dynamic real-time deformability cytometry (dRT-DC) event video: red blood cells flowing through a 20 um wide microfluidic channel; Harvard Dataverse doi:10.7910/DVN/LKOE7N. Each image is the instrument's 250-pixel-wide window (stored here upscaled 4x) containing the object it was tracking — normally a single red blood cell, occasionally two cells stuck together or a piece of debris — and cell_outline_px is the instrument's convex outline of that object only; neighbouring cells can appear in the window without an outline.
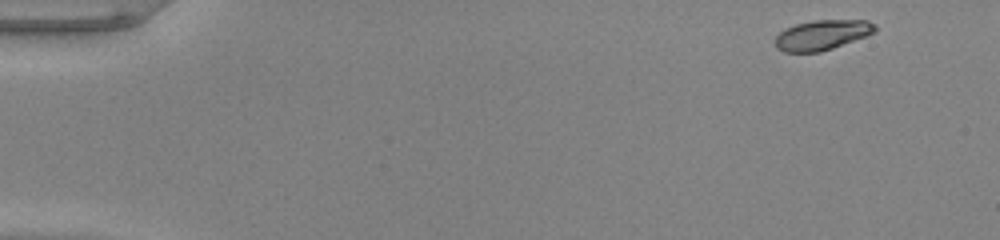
{"species": "common noctule bat (a hibernating species)", "species_latin": "Nyctalus noctula", "temperature_condition": "warm", "stored_images_in_passage": 50, "camera_frame_rate_fps": 3000, "um_per_image_px": 0.085, "animal": {"sex": "male", "body_mass_g": 20.0, "forearm_length_mm": 53.3}, "frame": {"image": 1, "passage_image": 1, "time_ms": 0.0, "image_size_px": [1000, 240], "cell_outline_px": [[876, 32], [868, 36], [820, 52], [784, 52], [776, 48], [772, 40], [784, 28], [796, 24], [812, 20], [868, 20], [876, 24]], "centroid_in_image_um": [69.87, 2.97], "position_along_channel_um": 15.1, "area_um2": 17.8}}
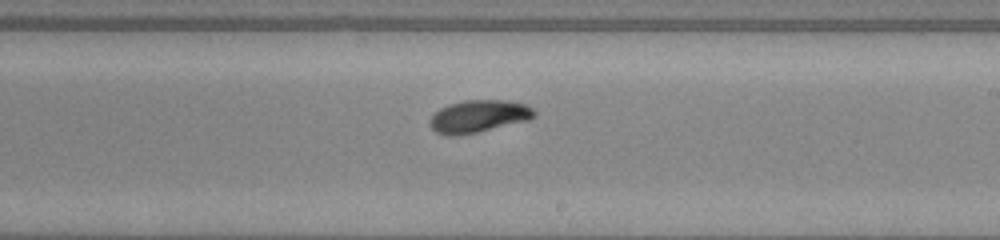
{"frame": {"image": 2, "passage_image": 29, "time_ms": 9.333, "image_size_px": [1000, 240], "cell_outline_px": [[536, 116], [528, 120], [476, 132], [452, 136], [444, 136], [436, 132], [428, 124], [428, 120], [440, 108], [448, 104], [464, 100], [504, 100], [524, 104], [532, 108], [536, 112]], "centroid_in_image_um": [40.64, 9.88], "position_along_channel_um": 248.4, "area_um2": 19.65}}
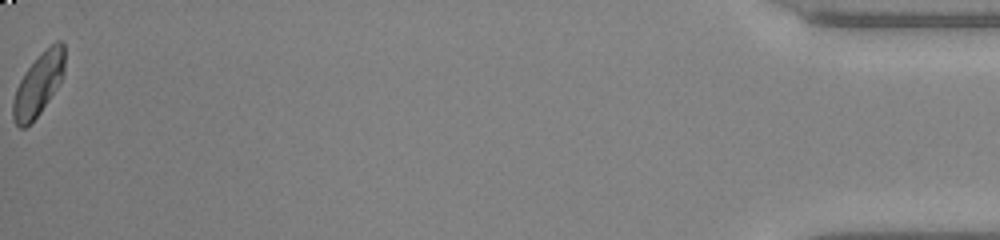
{"frame": {"image": 3, "passage_image": 50, "time_ms": 16.333, "image_size_px": [1000, 240], "cell_outline_px": [[64, 72], [56, 88], [40, 112], [24, 128], [20, 128], [16, 124], [12, 116], [12, 100], [16, 88], [24, 72], [56, 40], [60, 40], [64, 44]], "centroid_in_image_um": [3.24, 7.19], "position_along_channel_um": 432.0, "area_um2": 18.21}, "authors_computed_cell_mechanics": {"area_um2": 18.7561, "velocity_mm_per_s": 3.9503, "shape_relaxation_time_tau1_ms": 2.8749, "shape_relaxation_time_tau2_ms": null, "deformation_change_tau1": 0.1512, "deformation_change_tau2": null}}